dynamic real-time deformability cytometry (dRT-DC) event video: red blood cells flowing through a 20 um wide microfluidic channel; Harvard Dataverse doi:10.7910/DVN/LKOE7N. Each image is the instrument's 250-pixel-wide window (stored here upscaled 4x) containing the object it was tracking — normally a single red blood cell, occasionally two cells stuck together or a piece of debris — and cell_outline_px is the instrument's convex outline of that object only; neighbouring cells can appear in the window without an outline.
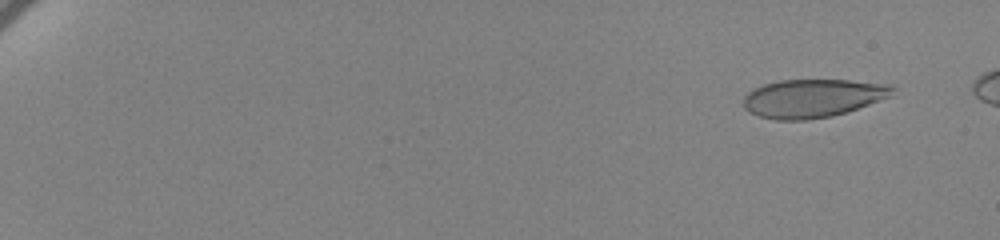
{"species": "human", "species_latin": "Homo sapiens", "temperature_condition": "cold", "stored_images_in_passage": 62, "camera_frame_rate_fps": 3000, "um_per_image_px": 0.085, "donor": {"sex": "female"}, "frame": {"image": 1, "passage_image": 5, "time_ms": 1.333, "image_size_px": [1000, 240], "cell_outline_px": [[896, 88], [888, 96], [868, 104], [832, 116], [804, 120], [776, 120], [760, 116], [748, 112], [744, 108], [744, 96], [748, 92], [764, 84], [780, 80], [848, 80], [892, 84]], "centroid_in_image_um": [69.05, 8.34], "position_along_channel_um": 16.0, "area_um2": 33.0}}
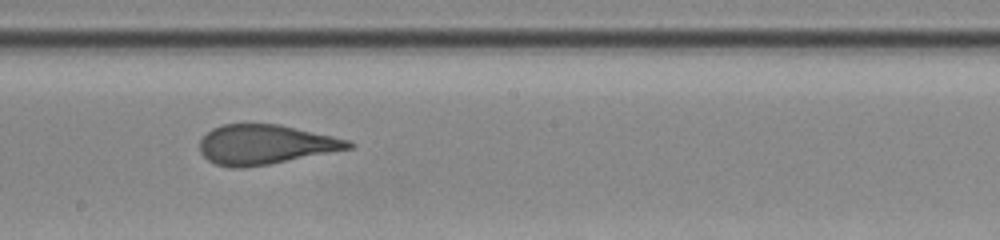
{"frame": {"image": 2, "passage_image": 39, "time_ms": 12.667, "image_size_px": [1000, 240], "cell_outline_px": [[356, 144], [352, 148], [268, 164], [244, 168], [232, 168], [216, 164], [208, 160], [200, 152], [200, 140], [212, 128], [224, 124], [280, 124], [352, 140]], "centroid_in_image_um": [22.57, 12.28], "position_along_channel_um": 225.6, "area_um2": 34.33}}
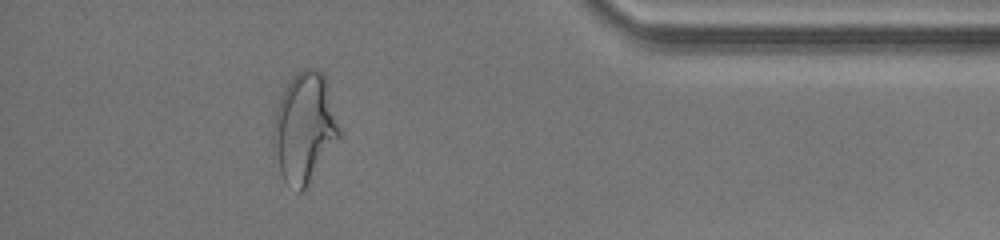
{"frame": {"image": 3, "passage_image": 57, "time_ms": 18.667, "image_size_px": [1000, 240], "cell_outline_px": [[340, 140], [304, 188], [300, 192], [296, 192], [284, 180], [280, 172], [272, 140], [272, 128], [280, 96], [284, 88], [292, 76], [300, 68], [316, 68], [324, 76], [340, 128]], "centroid_in_image_um": [25.87, 10.84], "position_along_channel_um": 409.3, "area_um2": 42.08}, "authors_computed_cell_mechanics": {"area_um2": 35.0557, "velocity_mm_per_s": 3.4504, "shape_relaxation_time_tau1_ms": 5.8898, "shape_relaxation_time_tau2_ms": 0.948, "deformation_change_tau1": 0.183, "deformation_change_tau2": 0.0589}}